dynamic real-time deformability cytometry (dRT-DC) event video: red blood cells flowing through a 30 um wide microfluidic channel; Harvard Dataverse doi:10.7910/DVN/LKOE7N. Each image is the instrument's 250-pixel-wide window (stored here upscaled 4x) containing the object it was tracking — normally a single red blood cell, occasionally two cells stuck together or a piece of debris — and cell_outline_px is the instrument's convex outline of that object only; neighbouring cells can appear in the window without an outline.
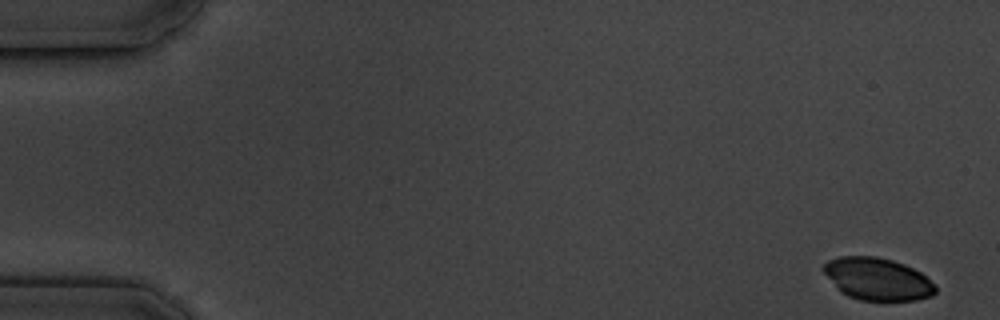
{"species": "common noctule bat (a hibernating species)", "species_latin": "Nyctalus noctula", "temperature_condition": "cold", "stored_images_in_passage": 6, "camera_frame_rate_fps": 3000, "um_per_image_px": 0.085, "animal": {"sex": "male", "body_mass_g": 19.5, "forearm_length_mm": 54.6}, "frame": {"image": 1, "passage_image": 1, "time_ms": 0.0, "image_size_px": [1000, 320], "cell_outline_px": [[936, 292], [932, 296], [916, 300], [860, 300], [848, 296], [840, 292], [836, 288], [820, 268], [828, 260], [840, 256], [876, 256], [892, 260], [904, 264], [920, 272], [936, 284]], "centroid_in_image_um": [74.57, 23.71], "position_along_channel_um": 10.4, "area_um2": 27.8}}
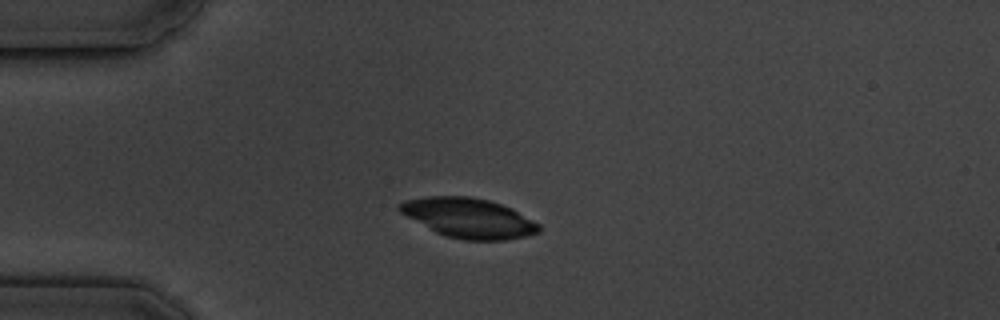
{"frame": {"image": 2, "passage_image": 4, "time_ms": 4.333, "image_size_px": [1000, 320], "cell_outline_px": [[540, 232], [528, 236], [504, 240], [464, 240], [448, 236], [436, 232], [400, 212], [396, 208], [396, 204], [404, 200], [428, 196], [468, 196], [488, 200], [512, 208], [540, 224]], "centroid_in_image_um": [39.85, 18.52], "position_along_channel_um": 45.2, "area_um2": 32.19}}